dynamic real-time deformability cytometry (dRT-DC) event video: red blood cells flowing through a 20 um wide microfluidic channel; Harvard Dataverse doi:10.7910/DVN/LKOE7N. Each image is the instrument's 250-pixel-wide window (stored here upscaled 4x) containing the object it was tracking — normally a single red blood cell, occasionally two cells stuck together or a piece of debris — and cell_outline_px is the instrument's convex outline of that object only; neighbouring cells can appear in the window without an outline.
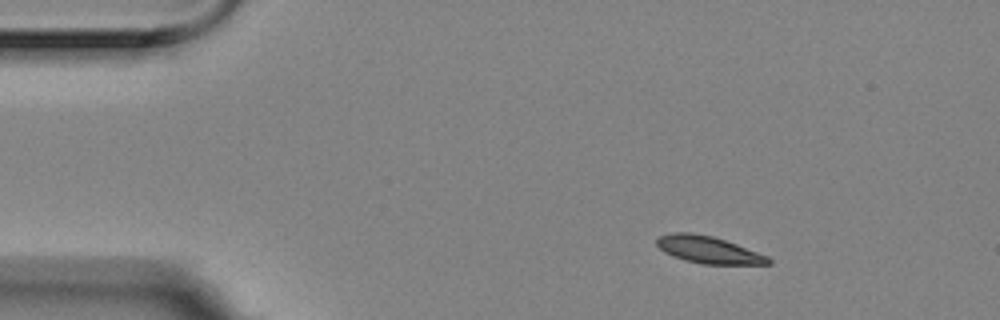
{"species": "Egyptian fruit bat (a non-hibernating species)", "species_latin": "Rousettus aegyptiacus", "temperature_condition": "room temperature", "stored_images_in_passage": 4, "camera_frame_rate_fps": 3000, "um_per_image_px": 0.085, "animal": {"sex": "female"}, "frame": {"image": 1, "passage_image": 1, "time_ms": 0.0, "image_size_px": [1000, 320], "cell_outline_px": [[772, 264], [700, 264], [684, 260], [672, 256], [664, 252], [656, 244], [656, 240], [660, 236], [672, 232], [692, 232], [712, 236], [736, 244], [768, 256], [772, 260]], "centroid_in_image_um": [60.2, 21.23], "position_along_channel_um": 24.8, "area_um2": 17.63}}
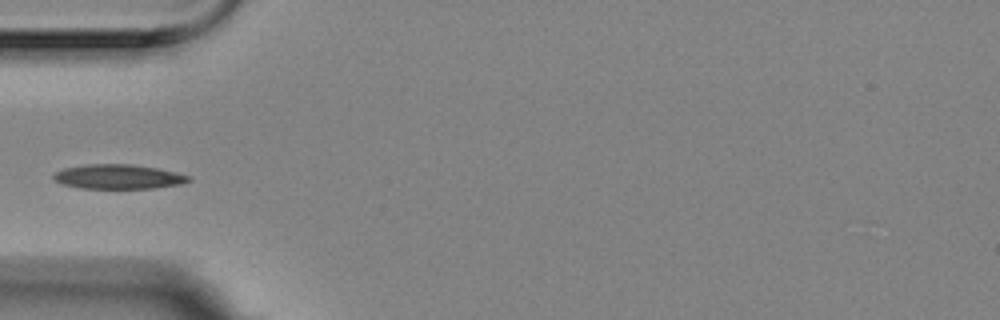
{"frame": {"image": 2, "passage_image": 4, "time_ms": 1.0, "image_size_px": [1000, 320], "cell_outline_px": [[192, 180], [180, 184], [156, 188], [80, 188], [64, 184], [56, 180], [52, 176], [56, 172], [64, 168], [84, 164], [132, 164], [156, 168], [192, 176]], "centroid_in_image_um": [10.08, 15.01], "position_along_channel_um": 74.9, "area_um2": 19.19}}